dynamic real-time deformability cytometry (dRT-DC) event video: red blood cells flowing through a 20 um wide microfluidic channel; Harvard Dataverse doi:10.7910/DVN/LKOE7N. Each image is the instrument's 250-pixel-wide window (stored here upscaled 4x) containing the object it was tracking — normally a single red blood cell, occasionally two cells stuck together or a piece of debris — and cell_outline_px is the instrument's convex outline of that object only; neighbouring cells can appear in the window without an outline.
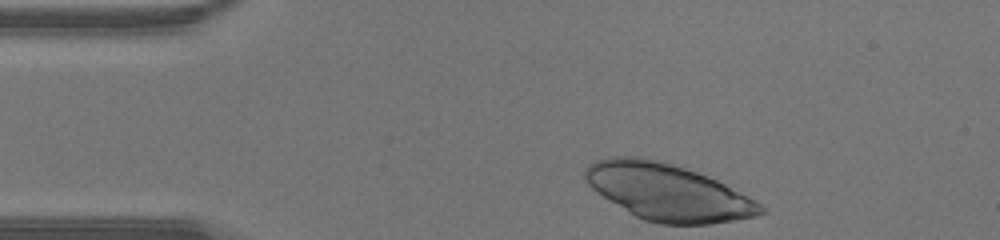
{"species": "human", "species_latin": "Homo sapiens", "temperature_condition": "warm", "stored_images_in_passage": 29, "camera_frame_rate_fps": 3000, "um_per_image_px": 0.085, "donor": {"sex": "male"}, "frame": {"image": 1, "passage_image": 1, "time_ms": 0.0, "image_size_px": [1000, 240], "cell_outline_px": [[768, 208], [764, 212], [756, 216], [708, 224], [660, 224], [644, 220], [628, 212], [592, 188], [588, 184], [584, 176], [584, 168], [588, 164], [596, 160], [608, 156], [640, 156], [672, 164], [708, 176], [756, 200]], "centroid_in_image_um": [56.75, 16.32], "position_along_channel_um": 28.3, "area_um2": 57.63}}